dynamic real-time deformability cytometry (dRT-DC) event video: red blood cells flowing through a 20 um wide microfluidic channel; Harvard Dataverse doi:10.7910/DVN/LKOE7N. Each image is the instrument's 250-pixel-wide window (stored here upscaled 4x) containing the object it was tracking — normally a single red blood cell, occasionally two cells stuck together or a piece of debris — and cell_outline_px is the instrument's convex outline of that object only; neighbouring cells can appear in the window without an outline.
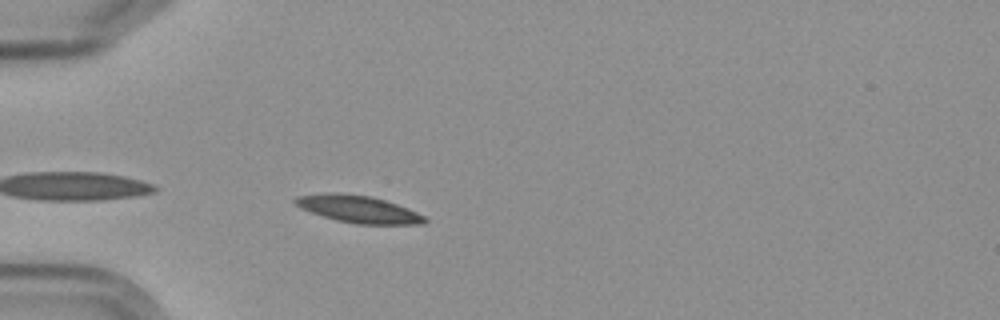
{"species": "Egyptian fruit bat (a non-hibernating species)", "species_latin": "Rousettus aegyptiacus", "temperature_condition": "cold", "stored_images_in_passage": 3, "camera_frame_rate_fps": 3000, "um_per_image_px": 0.085, "frame": {"image": 1, "passage_image": 3, "time_ms": 2.333, "image_size_px": [1000, 320], "cell_outline_px": [[428, 220], [424, 224], [356, 224], [336, 220], [300, 208], [292, 200], [296, 196], [372, 196], [408, 208], [424, 216]], "centroid_in_image_um": [30.58, 17.84], "position_along_channel_um": 54.4, "area_um2": 19.31}}